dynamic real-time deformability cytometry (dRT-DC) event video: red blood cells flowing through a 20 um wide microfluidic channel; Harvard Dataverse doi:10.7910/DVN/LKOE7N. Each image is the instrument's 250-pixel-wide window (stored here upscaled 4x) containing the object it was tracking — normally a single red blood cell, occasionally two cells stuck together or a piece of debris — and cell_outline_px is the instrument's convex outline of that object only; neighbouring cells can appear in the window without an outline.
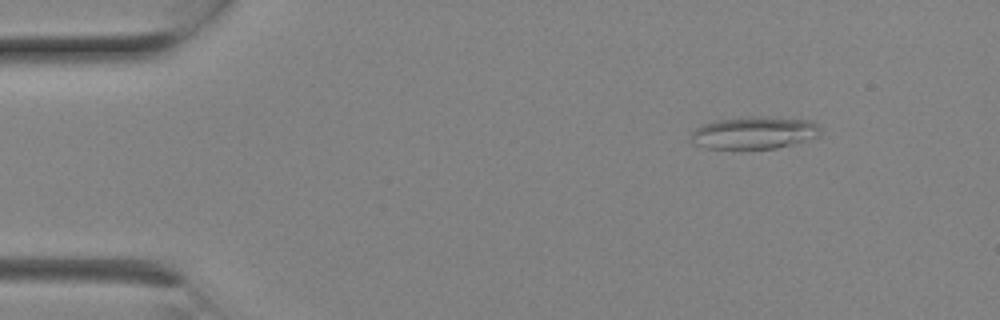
{"species": "Egyptian fruit bat (a non-hibernating species)", "species_latin": "Rousettus aegyptiacus", "temperature_condition": "room temperature", "stored_images_in_passage": 6, "camera_frame_rate_fps": 3000, "um_per_image_px": 0.085, "animal": {"sex": "female"}, "frame": {"image": 1, "passage_image": 1, "time_ms": 0.0, "image_size_px": [1000, 320], "cell_outline_px": [[820, 136], [808, 140], [776, 148], [704, 148], [696, 144], [692, 140], [692, 132], [700, 124], [716, 120], [752, 116], [768, 116], [812, 120], [820, 124]], "centroid_in_image_um": [64.16, 11.26], "position_along_channel_um": 20.8, "area_um2": 24.62}}
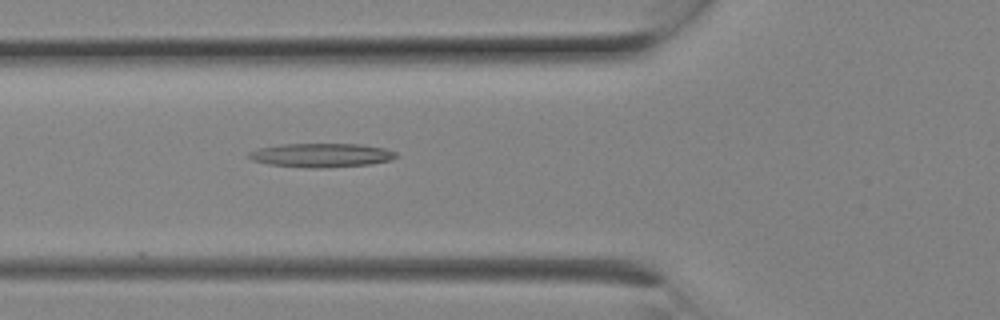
{"frame": {"image": 2, "passage_image": 6, "time_ms": 1.667, "image_size_px": [1000, 320], "cell_outline_px": [[400, 156], [388, 160], [372, 164], [324, 168], [308, 168], [268, 164], [252, 160], [248, 156], [248, 152], [260, 148], [280, 144], [360, 144], [384, 148], [396, 152]], "centroid_in_image_um": [27.32, 13.19], "position_along_channel_um": 98.5, "area_um2": 20.58}}